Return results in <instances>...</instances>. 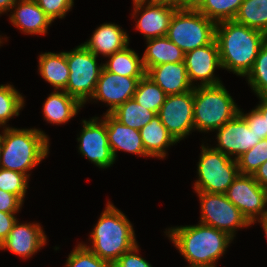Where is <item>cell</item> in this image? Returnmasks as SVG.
Masks as SVG:
<instances>
[{
    "instance_id": "cell-11",
    "label": "cell",
    "mask_w": 267,
    "mask_h": 267,
    "mask_svg": "<svg viewBox=\"0 0 267 267\" xmlns=\"http://www.w3.org/2000/svg\"><path fill=\"white\" fill-rule=\"evenodd\" d=\"M193 105L194 89L183 94L167 95L157 114L178 143L194 130Z\"/></svg>"
},
{
    "instance_id": "cell-44",
    "label": "cell",
    "mask_w": 267,
    "mask_h": 267,
    "mask_svg": "<svg viewBox=\"0 0 267 267\" xmlns=\"http://www.w3.org/2000/svg\"><path fill=\"white\" fill-rule=\"evenodd\" d=\"M18 0H0V15L11 11Z\"/></svg>"
},
{
    "instance_id": "cell-14",
    "label": "cell",
    "mask_w": 267,
    "mask_h": 267,
    "mask_svg": "<svg viewBox=\"0 0 267 267\" xmlns=\"http://www.w3.org/2000/svg\"><path fill=\"white\" fill-rule=\"evenodd\" d=\"M107 71L104 67L96 84L95 92L89 101H100L109 106L106 113L111 114L121 104L133 98L139 79Z\"/></svg>"
},
{
    "instance_id": "cell-17",
    "label": "cell",
    "mask_w": 267,
    "mask_h": 267,
    "mask_svg": "<svg viewBox=\"0 0 267 267\" xmlns=\"http://www.w3.org/2000/svg\"><path fill=\"white\" fill-rule=\"evenodd\" d=\"M133 8L132 17L134 19L136 17V29L146 40L166 36L171 19L177 10L156 3L137 5Z\"/></svg>"
},
{
    "instance_id": "cell-49",
    "label": "cell",
    "mask_w": 267,
    "mask_h": 267,
    "mask_svg": "<svg viewBox=\"0 0 267 267\" xmlns=\"http://www.w3.org/2000/svg\"><path fill=\"white\" fill-rule=\"evenodd\" d=\"M3 41V36L0 35V45L4 43Z\"/></svg>"
},
{
    "instance_id": "cell-7",
    "label": "cell",
    "mask_w": 267,
    "mask_h": 267,
    "mask_svg": "<svg viewBox=\"0 0 267 267\" xmlns=\"http://www.w3.org/2000/svg\"><path fill=\"white\" fill-rule=\"evenodd\" d=\"M216 23L198 10L177 9L166 37L184 53L208 45L215 40Z\"/></svg>"
},
{
    "instance_id": "cell-19",
    "label": "cell",
    "mask_w": 267,
    "mask_h": 267,
    "mask_svg": "<svg viewBox=\"0 0 267 267\" xmlns=\"http://www.w3.org/2000/svg\"><path fill=\"white\" fill-rule=\"evenodd\" d=\"M10 12V22L24 34L44 35L52 25L50 18L35 0H18Z\"/></svg>"
},
{
    "instance_id": "cell-45",
    "label": "cell",
    "mask_w": 267,
    "mask_h": 267,
    "mask_svg": "<svg viewBox=\"0 0 267 267\" xmlns=\"http://www.w3.org/2000/svg\"><path fill=\"white\" fill-rule=\"evenodd\" d=\"M183 0H155L156 4L166 5L175 9H182Z\"/></svg>"
},
{
    "instance_id": "cell-15",
    "label": "cell",
    "mask_w": 267,
    "mask_h": 267,
    "mask_svg": "<svg viewBox=\"0 0 267 267\" xmlns=\"http://www.w3.org/2000/svg\"><path fill=\"white\" fill-rule=\"evenodd\" d=\"M216 131L217 145L213 148L233 159H237L261 140L249 129V125L240 114Z\"/></svg>"
},
{
    "instance_id": "cell-6",
    "label": "cell",
    "mask_w": 267,
    "mask_h": 267,
    "mask_svg": "<svg viewBox=\"0 0 267 267\" xmlns=\"http://www.w3.org/2000/svg\"><path fill=\"white\" fill-rule=\"evenodd\" d=\"M199 157L196 168L198 180L193 187L195 192L225 194L239 175L237 160L204 143Z\"/></svg>"
},
{
    "instance_id": "cell-47",
    "label": "cell",
    "mask_w": 267,
    "mask_h": 267,
    "mask_svg": "<svg viewBox=\"0 0 267 267\" xmlns=\"http://www.w3.org/2000/svg\"><path fill=\"white\" fill-rule=\"evenodd\" d=\"M133 6L155 3V0H132Z\"/></svg>"
},
{
    "instance_id": "cell-33",
    "label": "cell",
    "mask_w": 267,
    "mask_h": 267,
    "mask_svg": "<svg viewBox=\"0 0 267 267\" xmlns=\"http://www.w3.org/2000/svg\"><path fill=\"white\" fill-rule=\"evenodd\" d=\"M236 160L239 174L253 175L267 161V139H261L253 148Z\"/></svg>"
},
{
    "instance_id": "cell-41",
    "label": "cell",
    "mask_w": 267,
    "mask_h": 267,
    "mask_svg": "<svg viewBox=\"0 0 267 267\" xmlns=\"http://www.w3.org/2000/svg\"><path fill=\"white\" fill-rule=\"evenodd\" d=\"M253 177L260 186L267 189V161L257 169Z\"/></svg>"
},
{
    "instance_id": "cell-34",
    "label": "cell",
    "mask_w": 267,
    "mask_h": 267,
    "mask_svg": "<svg viewBox=\"0 0 267 267\" xmlns=\"http://www.w3.org/2000/svg\"><path fill=\"white\" fill-rule=\"evenodd\" d=\"M29 178L20 172L0 168V190L16 195L23 203Z\"/></svg>"
},
{
    "instance_id": "cell-32",
    "label": "cell",
    "mask_w": 267,
    "mask_h": 267,
    "mask_svg": "<svg viewBox=\"0 0 267 267\" xmlns=\"http://www.w3.org/2000/svg\"><path fill=\"white\" fill-rule=\"evenodd\" d=\"M245 77L255 95H267V40L260 47L253 67Z\"/></svg>"
},
{
    "instance_id": "cell-43",
    "label": "cell",
    "mask_w": 267,
    "mask_h": 267,
    "mask_svg": "<svg viewBox=\"0 0 267 267\" xmlns=\"http://www.w3.org/2000/svg\"><path fill=\"white\" fill-rule=\"evenodd\" d=\"M259 98V104L255 109L264 117L267 121V95L257 96Z\"/></svg>"
},
{
    "instance_id": "cell-27",
    "label": "cell",
    "mask_w": 267,
    "mask_h": 267,
    "mask_svg": "<svg viewBox=\"0 0 267 267\" xmlns=\"http://www.w3.org/2000/svg\"><path fill=\"white\" fill-rule=\"evenodd\" d=\"M234 21L267 35V0H243Z\"/></svg>"
},
{
    "instance_id": "cell-18",
    "label": "cell",
    "mask_w": 267,
    "mask_h": 267,
    "mask_svg": "<svg viewBox=\"0 0 267 267\" xmlns=\"http://www.w3.org/2000/svg\"><path fill=\"white\" fill-rule=\"evenodd\" d=\"M102 117L106 122L109 147L115 161L118 150L138 155V157H149L145 152L139 130L125 126L112 114L105 113Z\"/></svg>"
},
{
    "instance_id": "cell-48",
    "label": "cell",
    "mask_w": 267,
    "mask_h": 267,
    "mask_svg": "<svg viewBox=\"0 0 267 267\" xmlns=\"http://www.w3.org/2000/svg\"><path fill=\"white\" fill-rule=\"evenodd\" d=\"M1 149H2V133L0 134V156H1Z\"/></svg>"
},
{
    "instance_id": "cell-8",
    "label": "cell",
    "mask_w": 267,
    "mask_h": 267,
    "mask_svg": "<svg viewBox=\"0 0 267 267\" xmlns=\"http://www.w3.org/2000/svg\"><path fill=\"white\" fill-rule=\"evenodd\" d=\"M97 58L83 44L78 45L69 52L66 51L70 73L64 91L76 98L83 106L93 96L103 69V63L97 64Z\"/></svg>"
},
{
    "instance_id": "cell-28",
    "label": "cell",
    "mask_w": 267,
    "mask_h": 267,
    "mask_svg": "<svg viewBox=\"0 0 267 267\" xmlns=\"http://www.w3.org/2000/svg\"><path fill=\"white\" fill-rule=\"evenodd\" d=\"M111 114L125 126L136 130H140L157 115L155 112L138 104L134 98L121 104Z\"/></svg>"
},
{
    "instance_id": "cell-20",
    "label": "cell",
    "mask_w": 267,
    "mask_h": 267,
    "mask_svg": "<svg viewBox=\"0 0 267 267\" xmlns=\"http://www.w3.org/2000/svg\"><path fill=\"white\" fill-rule=\"evenodd\" d=\"M147 75L167 95L183 94L194 89L191 84L184 61L165 63L149 68Z\"/></svg>"
},
{
    "instance_id": "cell-5",
    "label": "cell",
    "mask_w": 267,
    "mask_h": 267,
    "mask_svg": "<svg viewBox=\"0 0 267 267\" xmlns=\"http://www.w3.org/2000/svg\"><path fill=\"white\" fill-rule=\"evenodd\" d=\"M239 110L223 83L194 87V131H215L235 118Z\"/></svg>"
},
{
    "instance_id": "cell-4",
    "label": "cell",
    "mask_w": 267,
    "mask_h": 267,
    "mask_svg": "<svg viewBox=\"0 0 267 267\" xmlns=\"http://www.w3.org/2000/svg\"><path fill=\"white\" fill-rule=\"evenodd\" d=\"M49 137L41 129L3 128L0 168L17 171L30 179L29 172L49 154Z\"/></svg>"
},
{
    "instance_id": "cell-31",
    "label": "cell",
    "mask_w": 267,
    "mask_h": 267,
    "mask_svg": "<svg viewBox=\"0 0 267 267\" xmlns=\"http://www.w3.org/2000/svg\"><path fill=\"white\" fill-rule=\"evenodd\" d=\"M243 0H204L198 9L214 23L234 20Z\"/></svg>"
},
{
    "instance_id": "cell-13",
    "label": "cell",
    "mask_w": 267,
    "mask_h": 267,
    "mask_svg": "<svg viewBox=\"0 0 267 267\" xmlns=\"http://www.w3.org/2000/svg\"><path fill=\"white\" fill-rule=\"evenodd\" d=\"M184 63L193 87L222 84V81L214 73L216 69L222 68L218 45L215 40L208 45L186 52ZM196 81L199 83L195 85Z\"/></svg>"
},
{
    "instance_id": "cell-23",
    "label": "cell",
    "mask_w": 267,
    "mask_h": 267,
    "mask_svg": "<svg viewBox=\"0 0 267 267\" xmlns=\"http://www.w3.org/2000/svg\"><path fill=\"white\" fill-rule=\"evenodd\" d=\"M139 131L145 152L149 157L164 159L167 156L166 154H168L166 150L169 146H173L177 143L162 124L158 115L154 116L152 120Z\"/></svg>"
},
{
    "instance_id": "cell-42",
    "label": "cell",
    "mask_w": 267,
    "mask_h": 267,
    "mask_svg": "<svg viewBox=\"0 0 267 267\" xmlns=\"http://www.w3.org/2000/svg\"><path fill=\"white\" fill-rule=\"evenodd\" d=\"M204 0H183V10H198L203 4Z\"/></svg>"
},
{
    "instance_id": "cell-3",
    "label": "cell",
    "mask_w": 267,
    "mask_h": 267,
    "mask_svg": "<svg viewBox=\"0 0 267 267\" xmlns=\"http://www.w3.org/2000/svg\"><path fill=\"white\" fill-rule=\"evenodd\" d=\"M89 236L91 245L82 244L112 265L137 244L133 225L110 201Z\"/></svg>"
},
{
    "instance_id": "cell-37",
    "label": "cell",
    "mask_w": 267,
    "mask_h": 267,
    "mask_svg": "<svg viewBox=\"0 0 267 267\" xmlns=\"http://www.w3.org/2000/svg\"><path fill=\"white\" fill-rule=\"evenodd\" d=\"M239 114L246 120L249 129L260 139H267V121L255 108L249 113L239 110Z\"/></svg>"
},
{
    "instance_id": "cell-36",
    "label": "cell",
    "mask_w": 267,
    "mask_h": 267,
    "mask_svg": "<svg viewBox=\"0 0 267 267\" xmlns=\"http://www.w3.org/2000/svg\"><path fill=\"white\" fill-rule=\"evenodd\" d=\"M35 2L52 22L57 18H65L74 5V0H35Z\"/></svg>"
},
{
    "instance_id": "cell-39",
    "label": "cell",
    "mask_w": 267,
    "mask_h": 267,
    "mask_svg": "<svg viewBox=\"0 0 267 267\" xmlns=\"http://www.w3.org/2000/svg\"><path fill=\"white\" fill-rule=\"evenodd\" d=\"M23 202L14 194L0 190V211L18 213Z\"/></svg>"
},
{
    "instance_id": "cell-38",
    "label": "cell",
    "mask_w": 267,
    "mask_h": 267,
    "mask_svg": "<svg viewBox=\"0 0 267 267\" xmlns=\"http://www.w3.org/2000/svg\"><path fill=\"white\" fill-rule=\"evenodd\" d=\"M139 250L137 243L129 251L119 257L113 264V267H152L146 259H144L141 255H138L140 252Z\"/></svg>"
},
{
    "instance_id": "cell-35",
    "label": "cell",
    "mask_w": 267,
    "mask_h": 267,
    "mask_svg": "<svg viewBox=\"0 0 267 267\" xmlns=\"http://www.w3.org/2000/svg\"><path fill=\"white\" fill-rule=\"evenodd\" d=\"M65 267H113V265L79 243L68 255Z\"/></svg>"
},
{
    "instance_id": "cell-25",
    "label": "cell",
    "mask_w": 267,
    "mask_h": 267,
    "mask_svg": "<svg viewBox=\"0 0 267 267\" xmlns=\"http://www.w3.org/2000/svg\"><path fill=\"white\" fill-rule=\"evenodd\" d=\"M38 71L41 77L54 87V90H64L70 73L66 51L41 53L38 58Z\"/></svg>"
},
{
    "instance_id": "cell-24",
    "label": "cell",
    "mask_w": 267,
    "mask_h": 267,
    "mask_svg": "<svg viewBox=\"0 0 267 267\" xmlns=\"http://www.w3.org/2000/svg\"><path fill=\"white\" fill-rule=\"evenodd\" d=\"M147 48L142 55L145 72L154 66L184 61L185 53L166 36L146 40Z\"/></svg>"
},
{
    "instance_id": "cell-12",
    "label": "cell",
    "mask_w": 267,
    "mask_h": 267,
    "mask_svg": "<svg viewBox=\"0 0 267 267\" xmlns=\"http://www.w3.org/2000/svg\"><path fill=\"white\" fill-rule=\"evenodd\" d=\"M82 129L78 135V152L94 165L107 169L115 163L109 147L106 122L99 117L82 120Z\"/></svg>"
},
{
    "instance_id": "cell-30",
    "label": "cell",
    "mask_w": 267,
    "mask_h": 267,
    "mask_svg": "<svg viewBox=\"0 0 267 267\" xmlns=\"http://www.w3.org/2000/svg\"><path fill=\"white\" fill-rule=\"evenodd\" d=\"M24 97L11 84H0V127L7 128L8 121L14 116H19V112L25 106Z\"/></svg>"
},
{
    "instance_id": "cell-21",
    "label": "cell",
    "mask_w": 267,
    "mask_h": 267,
    "mask_svg": "<svg viewBox=\"0 0 267 267\" xmlns=\"http://www.w3.org/2000/svg\"><path fill=\"white\" fill-rule=\"evenodd\" d=\"M120 25L103 23L98 26L89 40L82 43L90 52L97 57L101 54L104 57L110 56L129 46V35Z\"/></svg>"
},
{
    "instance_id": "cell-1",
    "label": "cell",
    "mask_w": 267,
    "mask_h": 267,
    "mask_svg": "<svg viewBox=\"0 0 267 267\" xmlns=\"http://www.w3.org/2000/svg\"><path fill=\"white\" fill-rule=\"evenodd\" d=\"M266 40L267 35L263 32L234 20L217 23L215 41L222 69L245 77L252 69L259 49Z\"/></svg>"
},
{
    "instance_id": "cell-46",
    "label": "cell",
    "mask_w": 267,
    "mask_h": 267,
    "mask_svg": "<svg viewBox=\"0 0 267 267\" xmlns=\"http://www.w3.org/2000/svg\"><path fill=\"white\" fill-rule=\"evenodd\" d=\"M256 222L261 223L262 228L265 232L264 234H265L266 239H267V214L264 217L256 220L253 224H255Z\"/></svg>"
},
{
    "instance_id": "cell-29",
    "label": "cell",
    "mask_w": 267,
    "mask_h": 267,
    "mask_svg": "<svg viewBox=\"0 0 267 267\" xmlns=\"http://www.w3.org/2000/svg\"><path fill=\"white\" fill-rule=\"evenodd\" d=\"M167 94L154 83L147 75L139 79L136 91L134 93V100L144 106L146 109L151 110L158 114L161 106L165 102Z\"/></svg>"
},
{
    "instance_id": "cell-2",
    "label": "cell",
    "mask_w": 267,
    "mask_h": 267,
    "mask_svg": "<svg viewBox=\"0 0 267 267\" xmlns=\"http://www.w3.org/2000/svg\"><path fill=\"white\" fill-rule=\"evenodd\" d=\"M164 233L188 266L216 267L233 241L227 233L201 223L170 227Z\"/></svg>"
},
{
    "instance_id": "cell-9",
    "label": "cell",
    "mask_w": 267,
    "mask_h": 267,
    "mask_svg": "<svg viewBox=\"0 0 267 267\" xmlns=\"http://www.w3.org/2000/svg\"><path fill=\"white\" fill-rule=\"evenodd\" d=\"M200 201L199 223L214 227L234 239L240 228L250 227L241 211L232 204L226 194L196 192Z\"/></svg>"
},
{
    "instance_id": "cell-26",
    "label": "cell",
    "mask_w": 267,
    "mask_h": 267,
    "mask_svg": "<svg viewBox=\"0 0 267 267\" xmlns=\"http://www.w3.org/2000/svg\"><path fill=\"white\" fill-rule=\"evenodd\" d=\"M107 58L109 60L103 63V67L111 73L127 77H143L146 73L142 57L128 46Z\"/></svg>"
},
{
    "instance_id": "cell-16",
    "label": "cell",
    "mask_w": 267,
    "mask_h": 267,
    "mask_svg": "<svg viewBox=\"0 0 267 267\" xmlns=\"http://www.w3.org/2000/svg\"><path fill=\"white\" fill-rule=\"evenodd\" d=\"M42 228L39 223H20L17 220L0 249H7L23 259H28L47 244V236Z\"/></svg>"
},
{
    "instance_id": "cell-40",
    "label": "cell",
    "mask_w": 267,
    "mask_h": 267,
    "mask_svg": "<svg viewBox=\"0 0 267 267\" xmlns=\"http://www.w3.org/2000/svg\"><path fill=\"white\" fill-rule=\"evenodd\" d=\"M16 213H5L0 211V245L8 237V234L17 222Z\"/></svg>"
},
{
    "instance_id": "cell-10",
    "label": "cell",
    "mask_w": 267,
    "mask_h": 267,
    "mask_svg": "<svg viewBox=\"0 0 267 267\" xmlns=\"http://www.w3.org/2000/svg\"><path fill=\"white\" fill-rule=\"evenodd\" d=\"M225 194L251 225L267 214V189L253 175L239 174Z\"/></svg>"
},
{
    "instance_id": "cell-22",
    "label": "cell",
    "mask_w": 267,
    "mask_h": 267,
    "mask_svg": "<svg viewBox=\"0 0 267 267\" xmlns=\"http://www.w3.org/2000/svg\"><path fill=\"white\" fill-rule=\"evenodd\" d=\"M82 107L76 98L64 90H54L43 103L42 112L46 122L61 125L75 117Z\"/></svg>"
}]
</instances>
